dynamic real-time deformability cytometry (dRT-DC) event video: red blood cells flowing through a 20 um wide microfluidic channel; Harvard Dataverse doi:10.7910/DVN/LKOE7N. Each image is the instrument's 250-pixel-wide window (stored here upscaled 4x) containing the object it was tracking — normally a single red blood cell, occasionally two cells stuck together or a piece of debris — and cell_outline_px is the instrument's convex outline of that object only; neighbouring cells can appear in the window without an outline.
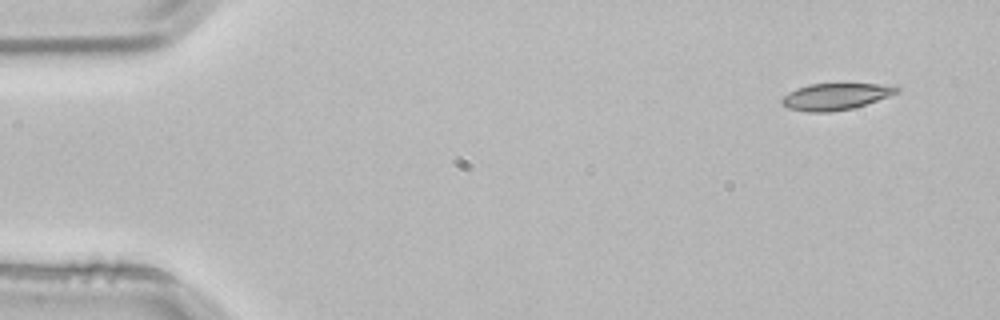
{"species": "common noctule bat (a hibernating species)", "species_latin": "Nyctalus noctula", "temperature_condition": "room temperature", "stored_images_in_passage": 4, "segment_of_instrument_passage": [1, 2], "camera_frame_rate_fps": 3000, "um_per_image_px": 0.085, "animal": {"sex": "male", "body_mass_g": 21.5, "forearm_length_mm": 52.0}, "frame": {"image": 1, "passage_image": 1, "time_ms": 0.0, "image_size_px": [1000, 320], "cell_outline_px": [[900, 92], [852, 108], [828, 112], [808, 112], [788, 108], [780, 104], [780, 100], [788, 92], [796, 88], [808, 84], [896, 84], [900, 88]], "centroid_in_image_um": [71.01, 8.19], "position_along_channel_um": 14.0, "area_um2": 17.86}}
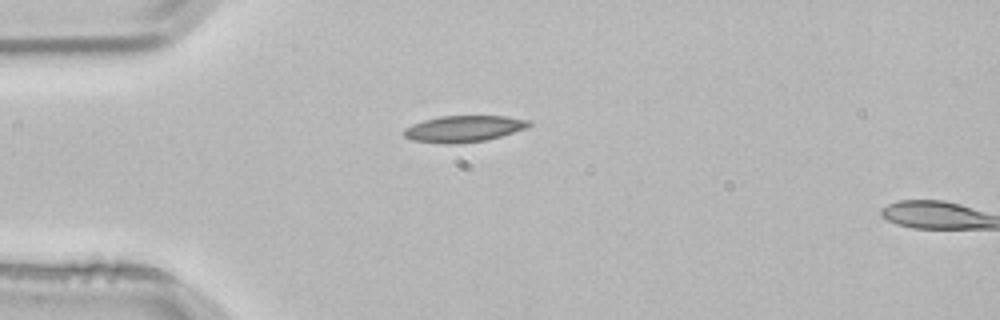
{"frame": {"image": 2, "passage_image": 3, "time_ms": 0.667, "image_size_px": [1000, 320], "cell_outline_px": [[532, 124], [524, 128], [500, 136], [484, 140], [456, 144], [448, 144], [412, 140], [404, 136], [404, 128], [412, 124], [424, 120], [440, 116], [504, 116], [528, 120]], "centroid_in_image_um": [39.37, 10.94], "position_along_channel_um": 45.6, "area_um2": 18.96}}